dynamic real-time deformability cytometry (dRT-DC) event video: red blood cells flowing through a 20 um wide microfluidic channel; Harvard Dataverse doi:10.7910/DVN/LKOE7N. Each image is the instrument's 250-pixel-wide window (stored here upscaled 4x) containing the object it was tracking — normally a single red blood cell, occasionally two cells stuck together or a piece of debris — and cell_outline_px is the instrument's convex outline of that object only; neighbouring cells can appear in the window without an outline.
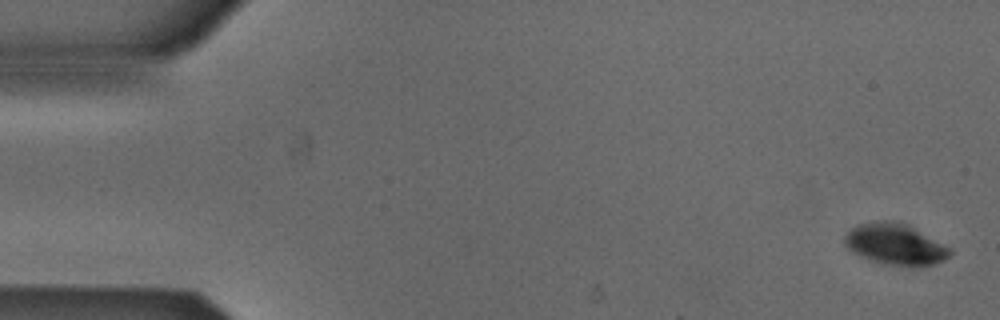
{"species": "Egyptian fruit bat (a non-hibernating species)", "species_latin": "Rousettus aegyptiacus", "temperature_condition": "cold", "stored_images_in_passage": 4, "camera_frame_rate_fps": 3000, "um_per_image_px": 0.085, "animal": {"sex": "male"}, "frame": {"image": 1, "passage_image": 1, "time_ms": 0.0, "image_size_px": [1000, 320], "cell_outline_px": [[952, 252], [944, 260], [936, 264], [912, 268], [884, 264], [860, 256], [852, 252], [844, 244], [844, 236], [856, 224], [876, 220], [896, 220], [908, 224], [952, 248]], "centroid_in_image_um": [76.11, 20.76], "position_along_channel_um": 8.9, "area_um2": 25.89}}
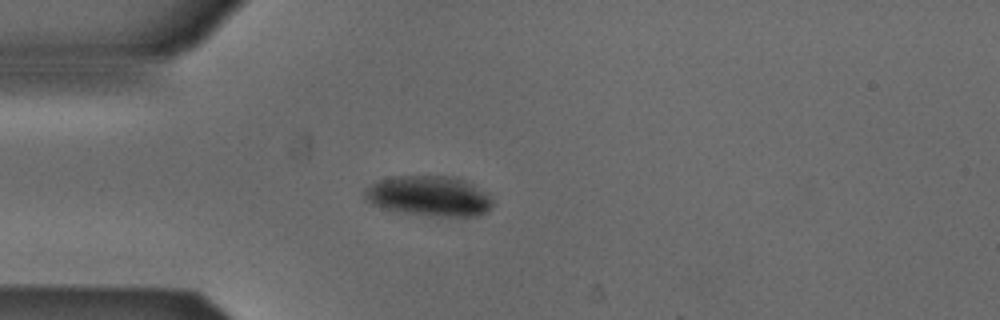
{"frame": {"image": 2, "passage_image": 4, "time_ms": 1.0, "image_size_px": [1000, 320], "cell_outline_px": [[492, 204], [480, 216], [440, 216], [404, 212], [384, 208], [372, 204], [364, 200], [364, 188], [380, 180], [392, 176], [456, 176], [472, 184], [484, 192], [492, 200]], "centroid_in_image_um": [36.43, 16.65], "position_along_channel_um": 48.6, "area_um2": 29.65}}